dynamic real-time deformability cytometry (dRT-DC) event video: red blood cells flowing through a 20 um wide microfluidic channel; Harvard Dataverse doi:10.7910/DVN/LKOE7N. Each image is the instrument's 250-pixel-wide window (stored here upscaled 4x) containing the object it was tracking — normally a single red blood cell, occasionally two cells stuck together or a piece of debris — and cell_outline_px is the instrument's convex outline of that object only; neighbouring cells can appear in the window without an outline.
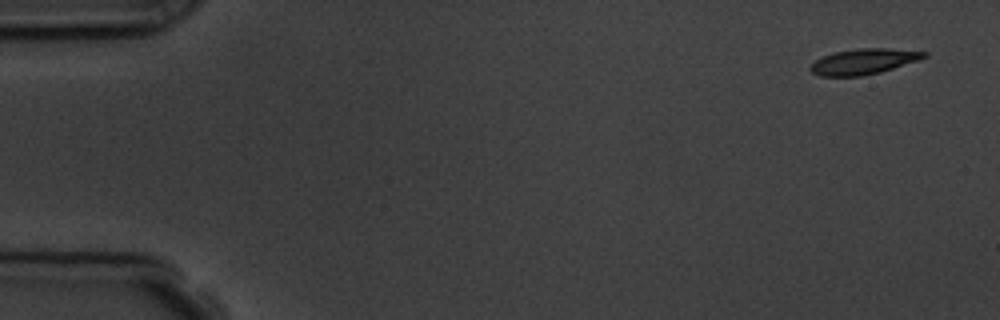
{"species": "common noctule bat (a hibernating species)", "species_latin": "Nyctalus noctula", "temperature_condition": "room temperature", "stored_images_in_passage": 4, "camera_frame_rate_fps": 3000, "um_per_image_px": 0.085, "animal": {"sex": "male", "body_mass_g": 19.5, "forearm_length_mm": 54.6}, "frame": {"image": 1, "passage_image": 1, "time_ms": 0.0, "image_size_px": [1000, 320], "cell_outline_px": [[928, 56], [920, 60], [880, 72], [860, 76], [820, 76], [812, 72], [808, 68], [816, 60], [824, 56], [836, 52], [860, 48], [888, 48], [928, 52]], "centroid_in_image_um": [73.45, 5.23], "position_along_channel_um": 11.6, "area_um2": 16.82}}